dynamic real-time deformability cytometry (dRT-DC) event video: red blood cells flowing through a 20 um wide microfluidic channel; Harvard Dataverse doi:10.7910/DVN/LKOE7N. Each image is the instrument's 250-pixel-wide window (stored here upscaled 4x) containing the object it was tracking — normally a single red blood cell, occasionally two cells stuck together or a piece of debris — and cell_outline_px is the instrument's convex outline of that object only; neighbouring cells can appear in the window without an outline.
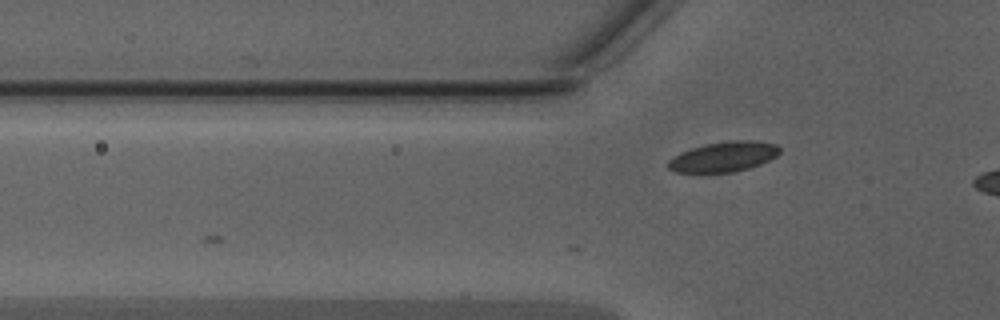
{"species": "Egyptian fruit bat (a non-hibernating species)", "species_latin": "Rousettus aegyptiacus", "temperature_condition": "warm", "stored_images_in_passage": 3, "camera_frame_rate_fps": 3000, "um_per_image_px": 0.085, "animal": {"sex": "male"}, "frame": {"image": 1, "passage_image": 3, "time_ms": 0.667, "image_size_px": [1000, 320], "cell_outline_px": [[780, 152], [776, 156], [760, 164], [748, 168], [732, 172], [676, 172], [668, 168], [664, 164], [668, 160], [680, 152], [692, 148], [708, 144], [728, 140], [752, 140], [776, 144], [780, 148]], "centroid_in_image_um": [61.49, 13.32], "position_along_channel_um": 64.3, "area_um2": 19.48}}